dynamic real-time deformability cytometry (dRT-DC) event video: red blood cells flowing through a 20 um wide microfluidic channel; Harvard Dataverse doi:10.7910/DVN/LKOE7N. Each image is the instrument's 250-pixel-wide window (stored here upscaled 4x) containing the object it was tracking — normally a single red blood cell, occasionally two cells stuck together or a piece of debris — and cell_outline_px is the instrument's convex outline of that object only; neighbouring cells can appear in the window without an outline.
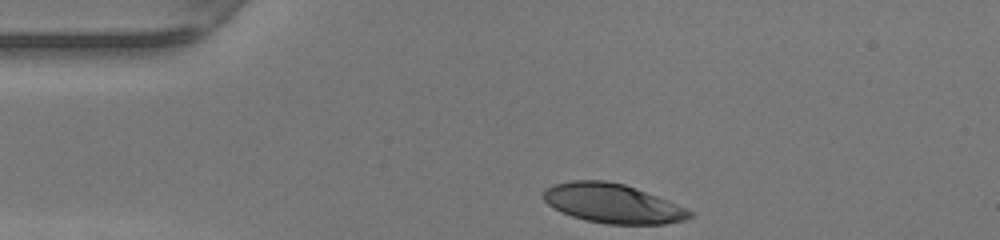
{"species": "human", "species_latin": "Homo sapiens", "temperature_condition": "warm", "stored_images_in_passage": 29, "camera_frame_rate_fps": 3000, "um_per_image_px": 0.085, "donor": {"sex": "female"}, "frame": {"image": 1, "passage_image": 1, "time_ms": 0.0, "image_size_px": [1000, 240], "cell_outline_px": [[696, 212], [692, 216], [684, 220], [664, 224], [608, 224], [584, 220], [572, 216], [548, 204], [544, 200], [544, 192], [552, 184], [572, 180], [604, 180], [624, 184], [636, 188], [668, 200]], "centroid_in_image_um": [52.12, 17.29], "position_along_channel_um": 32.9, "area_um2": 33.41}}
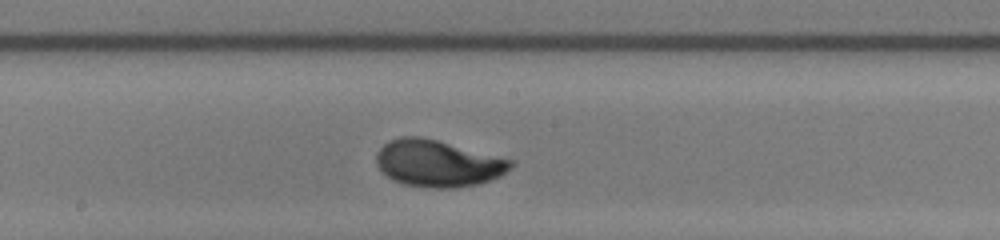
{"frame": {"image": 2, "passage_image": 17, "time_ms": 5.333, "image_size_px": [1000, 240], "cell_outline_px": [[516, 164], [512, 168], [500, 176], [480, 184], [456, 188], [428, 188], [404, 184], [392, 180], [376, 164], [376, 152], [384, 144], [400, 136], [420, 136], [516, 160]], "centroid_in_image_um": [37.27, 13.89], "position_along_channel_um": 210.9, "area_um2": 36.88}}
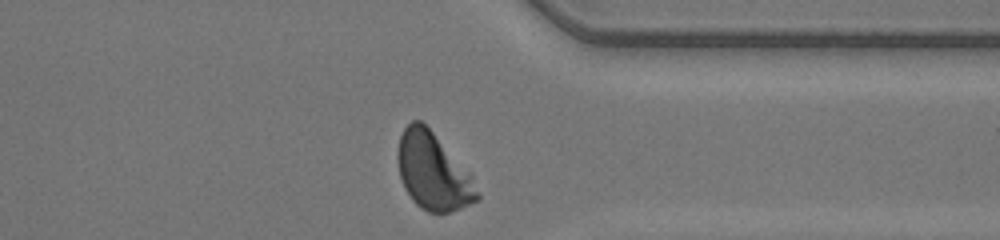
{"frame": {"image": 3, "passage_image": 29, "time_ms": 9.333, "image_size_px": [1000, 240], "cell_outline_px": [[480, 200], [460, 208], [448, 212], [428, 212], [420, 208], [412, 200], [404, 188], [400, 176], [396, 156], [400, 136], [404, 128], [412, 120], [420, 120], [472, 172], [480, 196]], "centroid_in_image_um": [36.83, 14.59], "position_along_channel_um": 374.6, "area_um2": 35.89}, "authors_computed_cell_mechanics": {"area_um2": 35.6048, "velocity_mm_per_s": 4.2026, "shape_relaxation_time_tau1_ms": 2.6479, "shape_relaxation_time_tau2_ms": null, "deformation_change_tau1": 0.1776, "deformation_change_tau2": null}}